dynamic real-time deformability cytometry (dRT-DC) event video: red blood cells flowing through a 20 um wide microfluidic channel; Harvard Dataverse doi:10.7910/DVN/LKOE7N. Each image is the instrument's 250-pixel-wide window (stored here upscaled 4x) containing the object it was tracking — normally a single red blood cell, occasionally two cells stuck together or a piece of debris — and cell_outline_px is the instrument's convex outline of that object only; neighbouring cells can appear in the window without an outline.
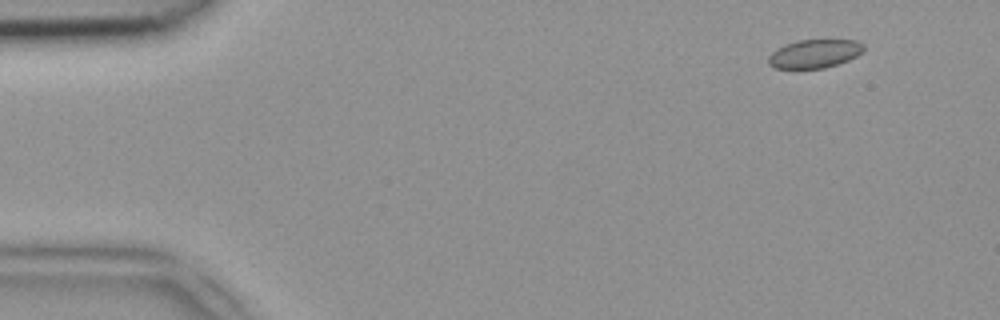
{"species": "common noctule bat (a hibernating species)", "species_latin": "Nyctalus noctula", "temperature_condition": "room temperature", "stored_images_in_passage": 47, "camera_frame_rate_fps": 3000, "um_per_image_px": 0.085, "animal": {"sex": "female", "body_mass_g": 18.4}, "frame": {"image": 1, "passage_image": 2, "time_ms": 0.333, "image_size_px": [1000, 320], "cell_outline_px": [[864, 48], [856, 56], [848, 60], [824, 68], [796, 72], [776, 68], [768, 64], [768, 56], [776, 48], [784, 44], [796, 40], [856, 40], [864, 44]], "centroid_in_image_um": [69.14, 4.61], "position_along_channel_um": 15.9, "area_um2": 16.47}}
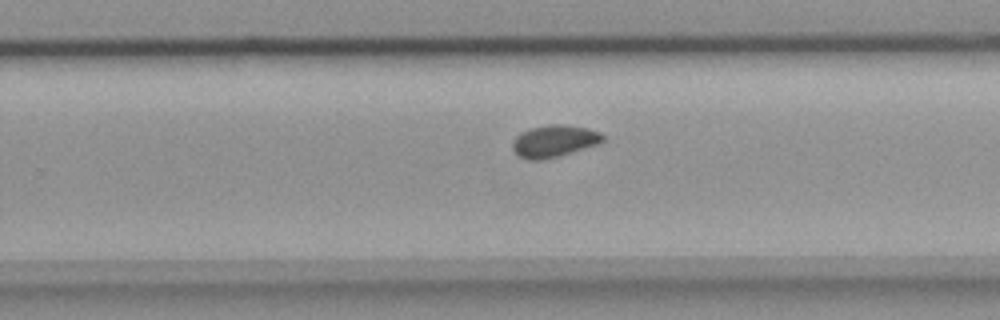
{"frame": {"image": 2, "passage_image": 29, "time_ms": 9.333, "image_size_px": [1000, 320], "cell_outline_px": [[604, 140], [596, 144], [544, 160], [528, 160], [520, 156], [512, 148], [512, 140], [520, 132], [532, 128], [552, 124], [560, 124], [588, 128], [600, 132], [604, 136]], "centroid_in_image_um": [47.07, 11.98], "position_along_channel_um": 282.7, "area_um2": 16.59}}
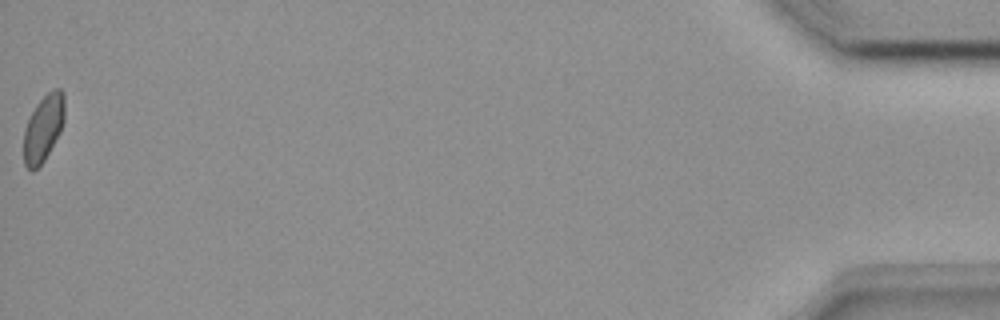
{"frame": {"image": 3, "passage_image": 47, "time_ms": 15.333, "image_size_px": [1000, 320], "cell_outline_px": [[64, 120], [60, 132], [44, 160], [32, 172], [24, 164], [24, 128], [36, 104], [48, 92], [56, 88], [60, 88], [64, 92]], "centroid_in_image_um": [3.69, 10.87], "position_along_channel_um": 431.5, "area_um2": 15.72}}